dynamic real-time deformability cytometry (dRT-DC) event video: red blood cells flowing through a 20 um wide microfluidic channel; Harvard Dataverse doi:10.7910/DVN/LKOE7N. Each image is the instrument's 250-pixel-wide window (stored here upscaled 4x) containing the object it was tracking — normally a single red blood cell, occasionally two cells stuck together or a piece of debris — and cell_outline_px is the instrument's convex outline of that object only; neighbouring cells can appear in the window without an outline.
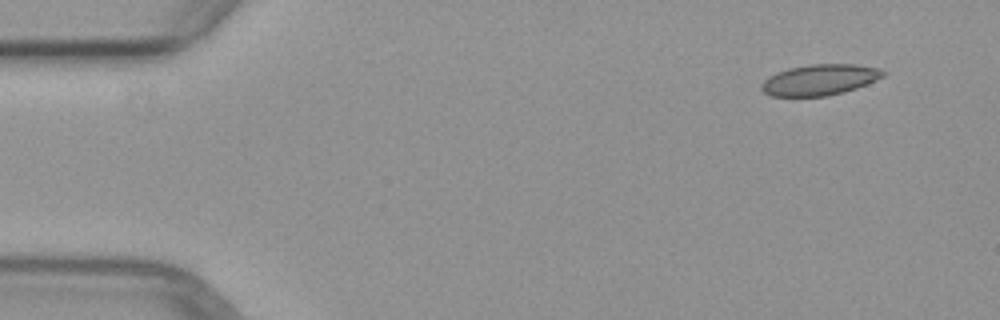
{"species": "common noctule bat (a hibernating species)", "species_latin": "Nyctalus noctula", "temperature_condition": "warm", "stored_images_in_passage": 4, "segment_of_instrument_passage": [2, 2], "camera_frame_rate_fps": 3000, "um_per_image_px": 0.085, "animal": {"sex": "female", "body_mass_g": 29.2, "forearm_length_mm": 56.3}, "frame": {"image": 1, "passage_image": 4, "time_ms": 4.667, "image_size_px": [1000, 320], "cell_outline_px": [[888, 72], [884, 76], [876, 80], [856, 88], [844, 92], [828, 96], [772, 96], [764, 92], [760, 88], [760, 84], [764, 80], [776, 72], [788, 68], [808, 64], [856, 64], [880, 68]], "centroid_in_image_um": [69.69, 6.77], "position_along_channel_um": 15.3, "area_um2": 22.08}}